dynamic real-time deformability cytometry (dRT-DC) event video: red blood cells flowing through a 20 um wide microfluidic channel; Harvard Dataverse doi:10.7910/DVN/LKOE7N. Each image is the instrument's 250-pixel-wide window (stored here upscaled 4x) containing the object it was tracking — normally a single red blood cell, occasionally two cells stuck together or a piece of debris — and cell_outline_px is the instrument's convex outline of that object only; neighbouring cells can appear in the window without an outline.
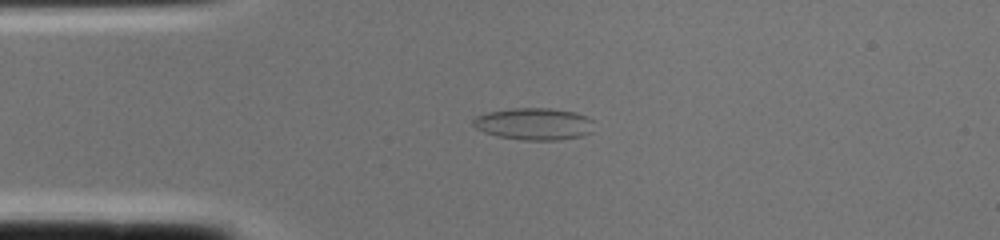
{"species": "common noctule bat (a hibernating species)", "species_latin": "Nyctalus noctula", "temperature_condition": "cold", "stored_images_in_passage": 1, "camera_frame_rate_fps": 3000, "um_per_image_px": 0.085, "animal": {"sex": "female", "body_mass_g": 22.0, "forearm_length_mm": 56.7}, "frame": {"image": 1, "passage_image": 1, "time_ms": 0.0, "image_size_px": [1000, 240], "cell_outline_px": [[592, 132], [580, 136], [560, 140], [524, 140], [496, 136], [484, 132], [476, 128], [472, 124], [472, 120], [476, 116], [488, 112], [512, 108], [552, 108], [576, 112], [592, 120]], "centroid_in_image_um": [45.37, 10.53], "position_along_channel_um": 39.6, "area_um2": 22.6}}